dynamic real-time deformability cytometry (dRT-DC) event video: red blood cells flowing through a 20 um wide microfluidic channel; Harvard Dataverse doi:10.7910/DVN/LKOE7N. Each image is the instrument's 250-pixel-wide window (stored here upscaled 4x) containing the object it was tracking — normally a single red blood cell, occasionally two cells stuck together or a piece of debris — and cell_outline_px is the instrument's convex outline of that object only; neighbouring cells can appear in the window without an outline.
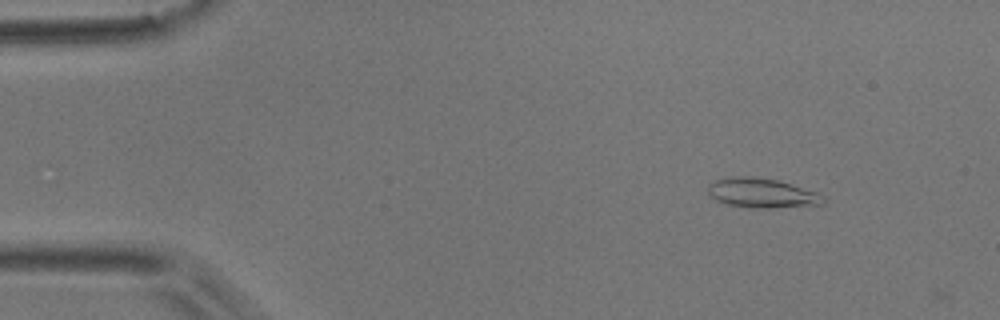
{"species": "common noctule bat (a hibernating species)", "species_latin": "Nyctalus noctula", "temperature_condition": "room temperature", "stored_images_in_passage": 2, "camera_frame_rate_fps": 3000, "um_per_image_px": 0.085, "animal": {"sex": "male", "body_mass_g": 17.9}, "frame": {"image": 1, "passage_image": 1, "time_ms": 0.0, "image_size_px": [1000, 320], "cell_outline_px": [[824, 204], [772, 208], [752, 208], [728, 204], [716, 200], [708, 192], [708, 184], [716, 180], [732, 176], [752, 176], [776, 180], [816, 192], [824, 196]], "centroid_in_image_um": [64.74, 16.41], "position_along_channel_um": 20.3, "area_um2": 19.65}}